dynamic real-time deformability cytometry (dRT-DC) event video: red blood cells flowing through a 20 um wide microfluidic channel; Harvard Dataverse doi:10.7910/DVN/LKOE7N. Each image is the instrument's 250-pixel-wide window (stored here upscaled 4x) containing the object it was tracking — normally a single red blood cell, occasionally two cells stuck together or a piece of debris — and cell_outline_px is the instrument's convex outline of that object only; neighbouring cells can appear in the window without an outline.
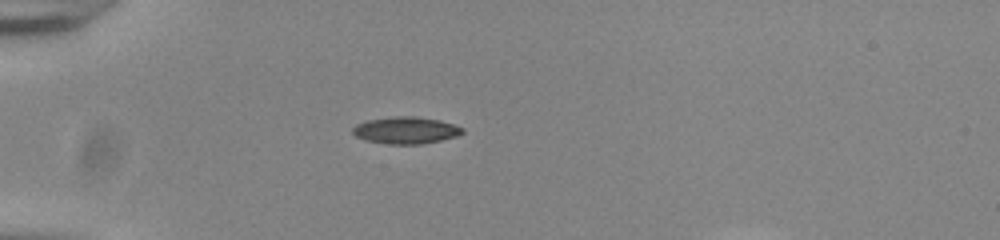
{"species": "common noctule bat (a hibernating species)", "species_latin": "Nyctalus noctula", "temperature_condition": "room temperature", "stored_images_in_passage": 54, "camera_frame_rate_fps": 3000, "um_per_image_px": 0.085, "animal": {"sex": "male", "body_mass_g": 20.0, "forearm_length_mm": 53.3}, "frame": {"image": 1, "passage_image": 17, "time_ms": 5.333, "image_size_px": [1000, 240], "cell_outline_px": [[464, 132], [456, 136], [424, 144], [388, 144], [368, 140], [356, 136], [352, 132], [352, 128], [356, 124], [368, 120], [396, 116], [416, 116], [440, 120], [464, 128]], "centroid_in_image_um": [34.51, 11.07], "position_along_channel_um": 50.5, "area_um2": 17.11}}
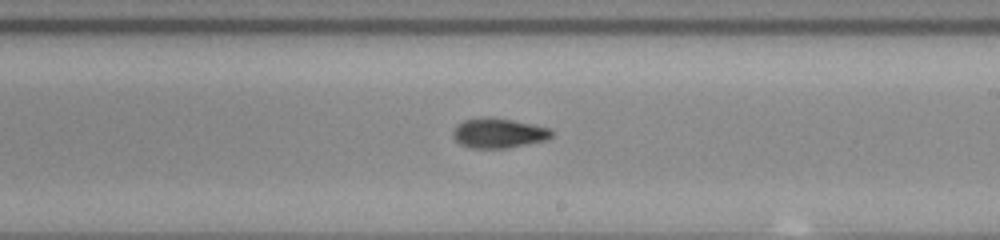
{"frame": {"image": 2, "passage_image": 34, "time_ms": 11.0, "image_size_px": [1000, 240], "cell_outline_px": [[556, 132], [548, 140], [508, 148], [472, 148], [460, 144], [452, 136], [452, 132], [456, 124], [464, 120], [480, 116], [488, 116], [512, 120], [552, 128]], "centroid_in_image_um": [42.4, 11.3], "position_along_channel_um": 246.6, "area_um2": 17.57}}
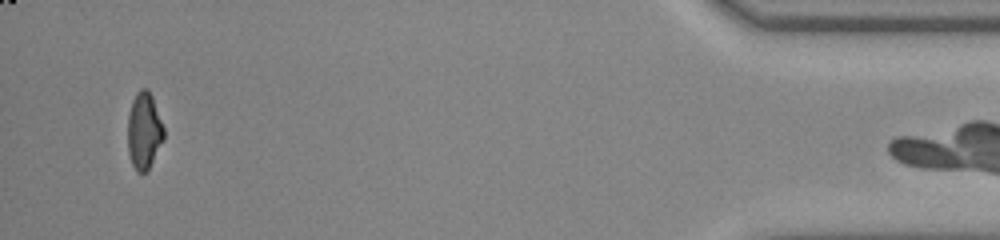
{"frame": {"image": 3, "passage_image": 53, "time_ms": 17.333, "image_size_px": [1000, 240], "cell_outline_px": [[164, 140], [148, 168], [144, 172], [136, 172], [132, 164], [128, 152], [128, 112], [132, 100], [136, 92], [140, 88], [148, 88], [152, 96], [164, 128]], "centroid_in_image_um": [12.23, 11.08], "position_along_channel_um": 423.0, "area_um2": 16.18}}